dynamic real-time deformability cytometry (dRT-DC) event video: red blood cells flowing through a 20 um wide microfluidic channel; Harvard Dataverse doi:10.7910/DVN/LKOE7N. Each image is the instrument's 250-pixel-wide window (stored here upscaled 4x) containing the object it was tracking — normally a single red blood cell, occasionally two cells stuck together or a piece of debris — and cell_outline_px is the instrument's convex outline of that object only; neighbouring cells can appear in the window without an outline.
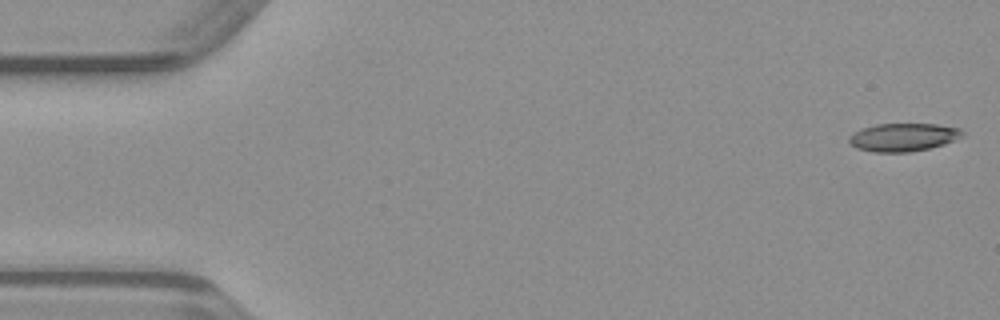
{"species": "common noctule bat (a hibernating species)", "species_latin": "Nyctalus noctula", "temperature_condition": "warm", "stored_images_in_passage": 48, "camera_frame_rate_fps": 3000, "um_per_image_px": 0.085, "animal": {"sex": "male", "body_mass_g": 23.1, "forearm_length_mm": 52.7}, "frame": {"image": 1, "passage_image": 1, "time_ms": 0.0, "image_size_px": [1000, 320], "cell_outline_px": [[964, 136], [944, 144], [928, 148], [908, 152], [872, 152], [856, 148], [848, 140], [848, 136], [852, 132], [876, 124], [936, 124], [960, 128], [964, 132]], "centroid_in_image_um": [76.77, 11.66], "position_along_channel_um": 8.2, "area_um2": 18.55}}
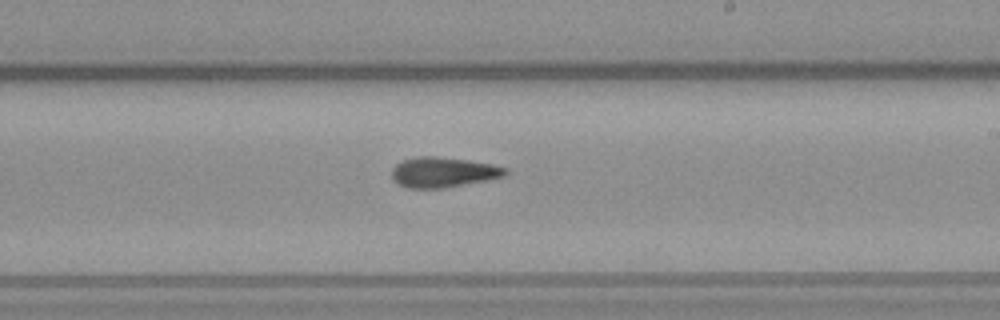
{"frame": {"image": 2, "passage_image": 28, "time_ms": 9.0, "image_size_px": [1000, 320], "cell_outline_px": [[508, 172], [504, 176], [444, 188], [408, 188], [396, 184], [392, 176], [392, 168], [396, 164], [404, 160], [416, 156], [436, 156], [468, 160], [492, 164], [508, 168]], "centroid_in_image_um": [37.64, 14.63], "position_along_channel_um": 251.4, "area_um2": 19.94}}
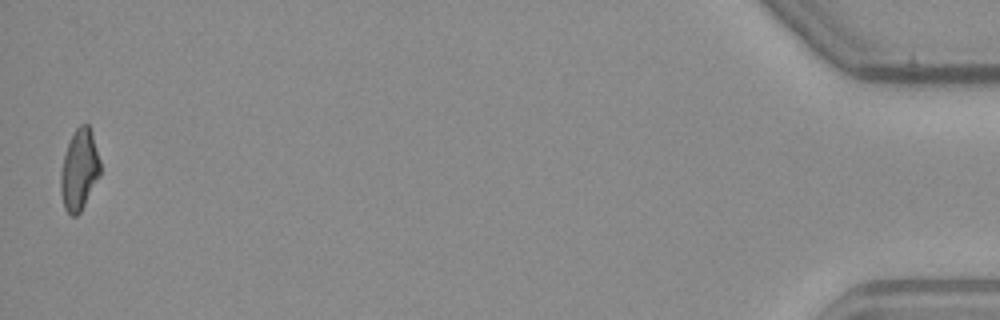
{"frame": {"image": 3, "passage_image": 48, "time_ms": 15.667, "image_size_px": [1000, 320], "cell_outline_px": [[100, 176], [80, 212], [76, 216], [72, 216], [64, 208], [60, 192], [60, 172], [64, 156], [68, 144], [76, 128], [80, 124], [88, 124], [92, 132], [100, 160]], "centroid_in_image_um": [6.74, 14.44], "position_along_channel_um": 428.5, "area_um2": 18.61}}